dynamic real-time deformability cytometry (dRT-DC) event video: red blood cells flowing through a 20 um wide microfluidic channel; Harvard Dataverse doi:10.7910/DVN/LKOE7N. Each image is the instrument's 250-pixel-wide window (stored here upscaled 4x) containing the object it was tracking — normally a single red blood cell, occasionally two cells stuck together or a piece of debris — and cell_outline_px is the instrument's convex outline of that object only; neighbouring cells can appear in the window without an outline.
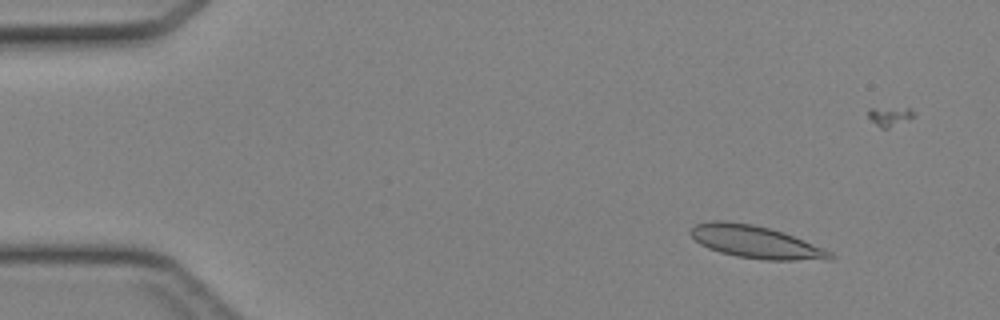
{"species": "Egyptian fruit bat (a non-hibernating species)", "species_latin": "Rousettus aegyptiacus", "temperature_condition": "cold", "stored_images_in_passage": 42, "camera_frame_rate_fps": 3000, "um_per_image_px": 0.085, "animal": {"sex": "female"}, "frame": {"image": 1, "passage_image": 1, "time_ms": 0.0, "image_size_px": [1000, 320], "cell_outline_px": [[836, 256], [832, 260], [764, 260], [736, 256], [720, 252], [708, 248], [700, 244], [688, 232], [696, 224], [712, 220], [728, 220], [752, 224], [784, 232], [824, 248], [832, 252]], "centroid_in_image_um": [64.26, 20.57], "position_along_channel_um": 20.7, "area_um2": 26.65}}
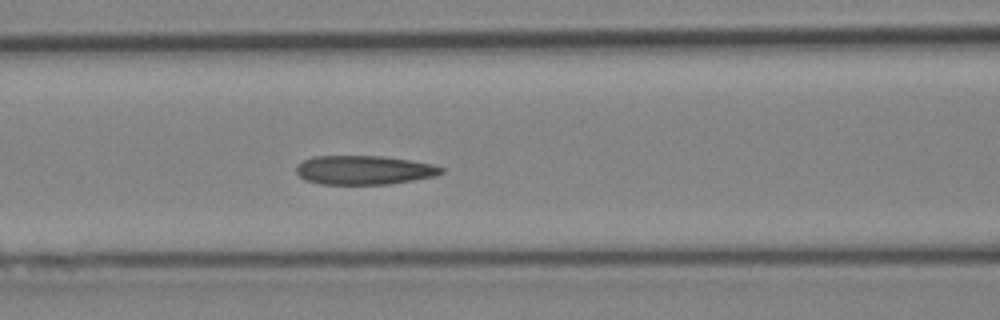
{"frame": {"image": 2, "passage_image": 15, "time_ms": 4.667, "image_size_px": [1000, 320], "cell_outline_px": [[444, 172], [436, 176], [388, 184], [320, 184], [304, 180], [296, 172], [296, 164], [312, 156], [384, 156], [432, 164], [444, 168]], "centroid_in_image_um": [30.91, 14.45], "position_along_channel_um": 135.7, "area_um2": 24.57}}
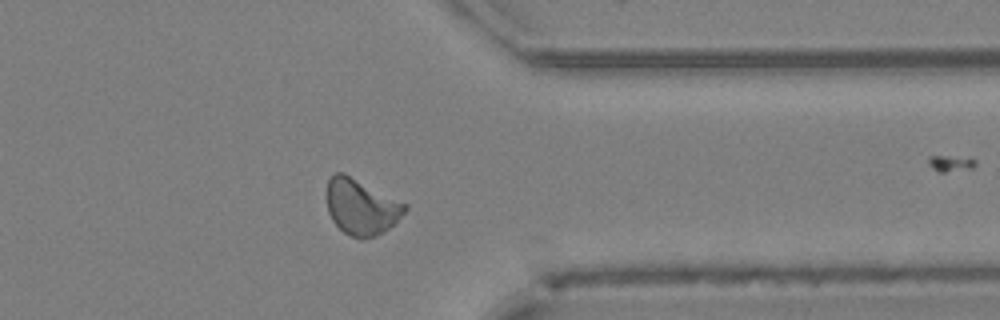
{"frame": {"image": 3, "passage_image": 32, "time_ms": 10.333, "image_size_px": [1000, 320], "cell_outline_px": [[408, 208], [388, 228], [376, 236], [364, 240], [360, 240], [344, 232], [332, 220], [328, 212], [328, 180], [332, 172], [344, 172], [408, 204]], "centroid_in_image_um": [30.7, 17.57], "position_along_channel_um": 380.7, "area_um2": 25.37}}